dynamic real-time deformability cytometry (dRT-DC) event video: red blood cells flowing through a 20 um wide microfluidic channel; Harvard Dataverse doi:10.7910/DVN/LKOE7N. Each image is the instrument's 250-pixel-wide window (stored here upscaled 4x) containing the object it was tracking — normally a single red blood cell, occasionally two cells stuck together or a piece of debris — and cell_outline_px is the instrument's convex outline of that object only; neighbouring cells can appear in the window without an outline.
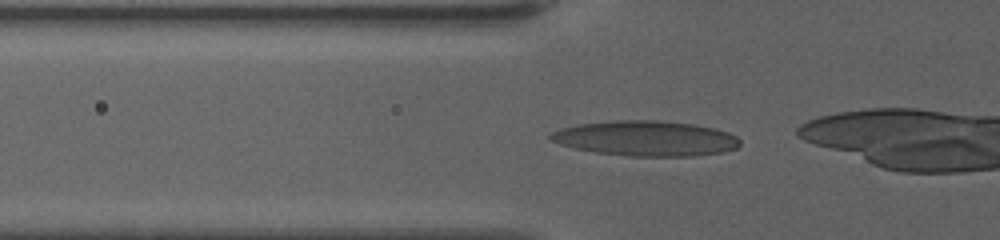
{"species": "human", "species_latin": "Homo sapiens", "temperature_condition": "warm", "stored_images_in_passage": 31, "camera_frame_rate_fps": 3000, "um_per_image_px": 0.085, "donor": {"sex": "female"}, "frame": {"image": 1, "passage_image": 2, "time_ms": 0.333, "image_size_px": [1000, 240], "cell_outline_px": [[740, 144], [736, 148], [724, 152], [692, 156], [628, 156], [596, 152], [576, 148], [560, 144], [552, 140], [548, 136], [552, 132], [560, 128], [580, 124], [612, 120], [656, 120], [692, 124], [712, 128], [728, 132], [736, 136], [740, 140]], "centroid_in_image_um": [54.9, 11.76], "position_along_channel_um": 70.9, "area_um2": 38.67}}
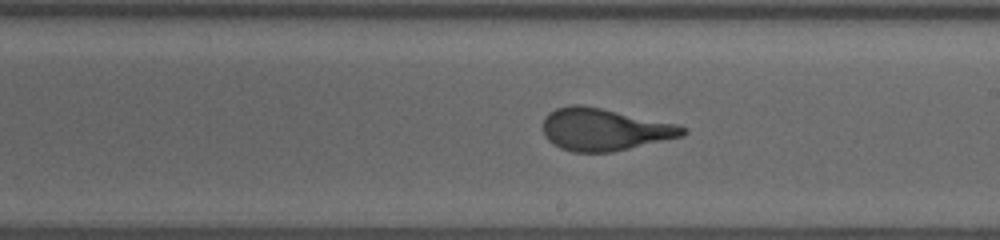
{"frame": {"image": 2, "passage_image": 16, "time_ms": 5.0, "image_size_px": [1000, 240], "cell_outline_px": [[688, 132], [684, 136], [612, 152], [572, 152], [560, 148], [552, 144], [544, 136], [544, 116], [548, 112], [556, 108], [572, 104], [580, 104], [600, 108], [676, 124], [688, 128]], "centroid_in_image_um": [51.35, 11.01], "position_along_channel_um": 237.6, "area_um2": 34.39}}
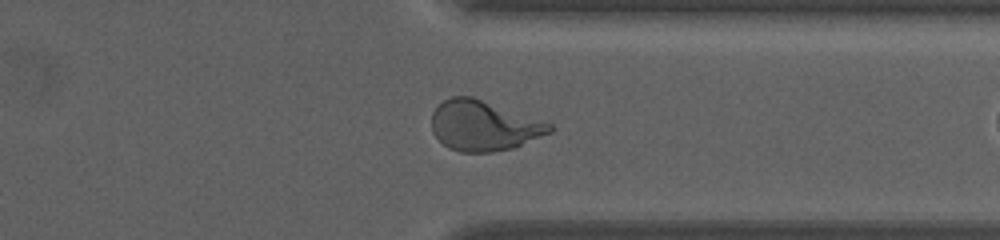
{"frame": {"image": 3, "passage_image": 27, "time_ms": 8.667, "image_size_px": [1000, 240], "cell_outline_px": [[556, 128], [552, 132], [512, 148], [492, 152], [460, 152], [448, 148], [432, 132], [432, 112], [444, 100], [452, 96], [472, 96], [548, 120]], "centroid_in_image_um": [41.18, 10.66], "position_along_channel_um": 370.2, "area_um2": 35.03}}